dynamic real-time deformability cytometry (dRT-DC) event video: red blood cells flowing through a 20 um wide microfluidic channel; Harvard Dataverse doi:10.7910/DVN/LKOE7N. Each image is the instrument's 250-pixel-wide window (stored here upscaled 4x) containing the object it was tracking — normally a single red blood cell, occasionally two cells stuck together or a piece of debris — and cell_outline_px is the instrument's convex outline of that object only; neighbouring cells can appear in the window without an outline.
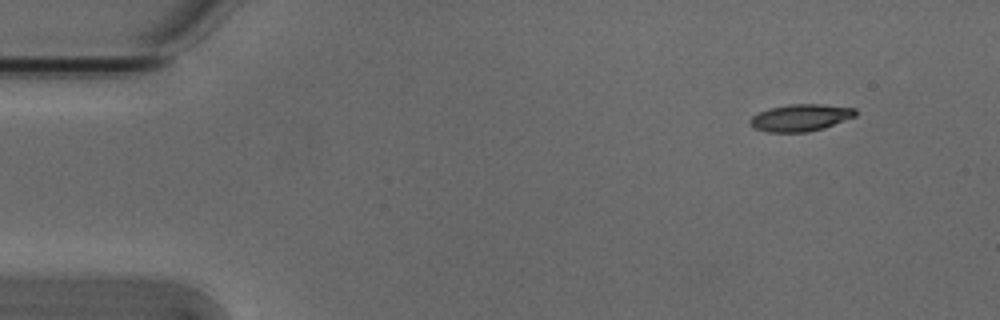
{"species": "Egyptian fruit bat (a non-hibernating species)", "species_latin": "Rousettus aegyptiacus", "temperature_condition": "cold", "stored_images_in_passage": 3, "camera_frame_rate_fps": 3000, "um_per_image_px": 0.085, "animal": {"sex": "male"}, "frame": {"image": 1, "passage_image": 1, "time_ms": 0.0, "image_size_px": [1000, 320], "cell_outline_px": [[856, 116], [824, 128], [808, 132], [768, 132], [752, 128], [748, 120], [752, 116], [760, 112], [772, 108], [788, 104], [824, 104], [856, 108]], "centroid_in_image_um": [68.05, 10.0], "position_along_channel_um": 17.0, "area_um2": 16.65}}